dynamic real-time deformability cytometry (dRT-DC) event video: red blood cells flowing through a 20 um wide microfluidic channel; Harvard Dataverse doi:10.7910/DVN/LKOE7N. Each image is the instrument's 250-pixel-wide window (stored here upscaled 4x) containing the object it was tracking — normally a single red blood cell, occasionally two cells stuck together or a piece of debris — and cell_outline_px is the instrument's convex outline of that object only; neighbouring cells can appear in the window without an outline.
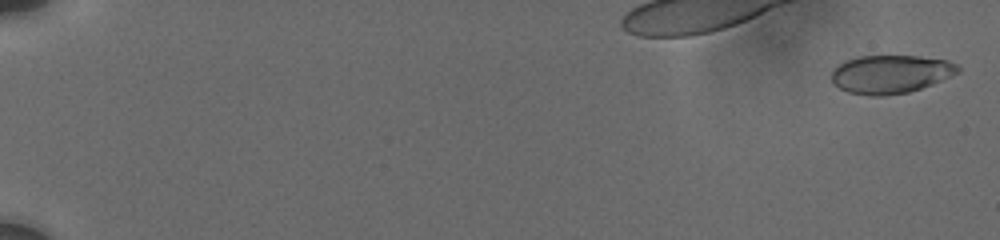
{"species": "human", "species_latin": "Homo sapiens", "temperature_condition": "cold", "stored_images_in_passage": 69, "camera_frame_rate_fps": 3000, "um_per_image_px": 0.085, "donor": {"sex": "male"}, "frame": {"image": 1, "passage_image": 2, "time_ms": 0.333, "image_size_px": [1000, 240], "cell_outline_px": [[960, 72], [932, 84], [908, 92], [884, 96], [872, 96], [848, 92], [840, 88], [832, 80], [832, 68], [836, 64], [860, 56], [920, 56], [948, 60], [956, 64], [960, 68]], "centroid_in_image_um": [75.7, 6.29], "position_along_channel_um": 9.3, "area_um2": 28.21}}
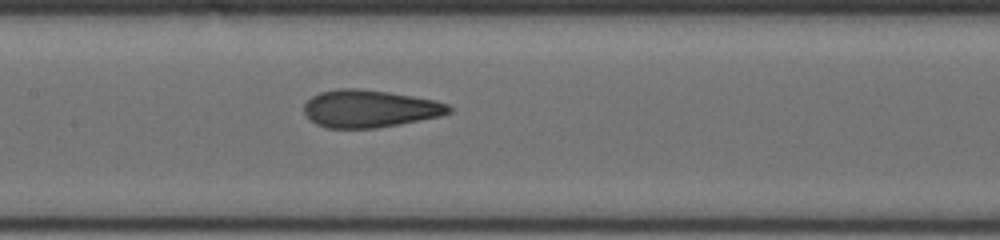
{"frame": {"image": 2, "passage_image": 47, "time_ms": 10.333, "image_size_px": [1000, 240], "cell_outline_px": [[452, 112], [440, 116], [400, 124], [376, 128], [328, 128], [316, 124], [304, 112], [304, 104], [312, 96], [320, 92], [336, 88], [356, 88], [388, 92], [436, 100], [448, 104], [452, 108]], "centroid_in_image_um": [31.43, 9.23], "position_along_channel_um": 176.0, "area_um2": 31.62}}
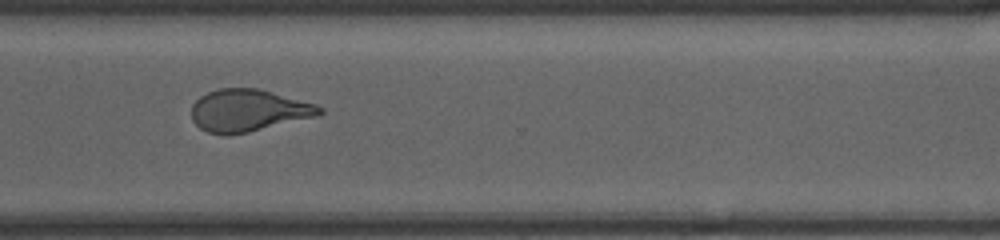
{"frame": {"image": 3, "passage_image": 68, "time_ms": 15.0, "image_size_px": [1000, 240], "cell_outline_px": [[324, 112], [320, 116], [248, 132], [228, 136], [224, 136], [208, 132], [200, 128], [192, 120], [192, 104], [200, 96], [208, 92], [220, 88], [260, 88], [316, 104], [324, 108]], "centroid_in_image_um": [21.14, 9.39], "position_along_channel_um": 349.5, "area_um2": 31.85}}